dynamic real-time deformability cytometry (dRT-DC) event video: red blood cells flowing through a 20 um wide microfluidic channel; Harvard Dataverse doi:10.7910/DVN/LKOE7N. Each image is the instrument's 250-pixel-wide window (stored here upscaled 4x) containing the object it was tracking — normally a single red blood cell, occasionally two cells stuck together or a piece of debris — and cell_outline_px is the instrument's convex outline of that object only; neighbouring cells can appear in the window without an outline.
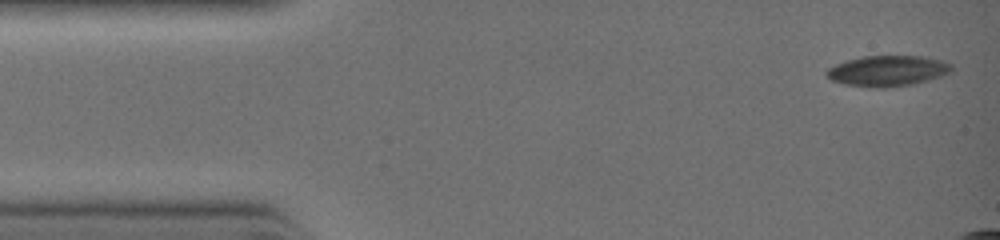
{"species": "common noctule bat (a hibernating species)", "species_latin": "Nyctalus noctula", "temperature_condition": "warm", "stored_images_in_passage": 6, "camera_frame_rate_fps": 3000, "um_per_image_px": 0.085, "animal": {"sex": "female", "body_mass_g": 19.0, "forearm_length_mm": 51.5}, "frame": {"image": 1, "passage_image": 1, "time_ms": 0.0, "image_size_px": [1000, 240], "cell_outline_px": [[952, 72], [928, 80], [912, 84], [884, 88], [844, 84], [832, 80], [824, 76], [824, 72], [828, 68], [836, 64], [848, 60], [864, 56], [924, 56], [940, 60], [952, 64]], "centroid_in_image_um": [75.43, 6.02], "position_along_channel_um": 9.6, "area_um2": 22.25}}